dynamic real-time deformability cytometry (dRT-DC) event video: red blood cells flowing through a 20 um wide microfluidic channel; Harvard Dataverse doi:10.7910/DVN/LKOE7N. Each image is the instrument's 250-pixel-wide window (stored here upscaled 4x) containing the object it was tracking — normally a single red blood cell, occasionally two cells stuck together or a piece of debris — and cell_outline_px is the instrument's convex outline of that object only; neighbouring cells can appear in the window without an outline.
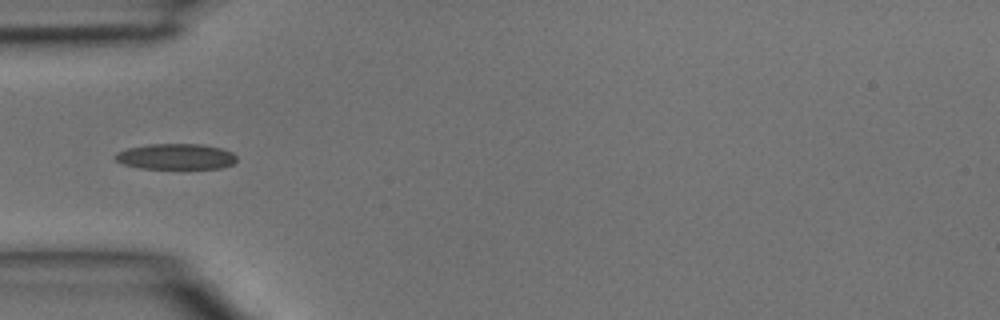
{"species": "common noctule bat (a hibernating species)", "species_latin": "Nyctalus noctula", "temperature_condition": "room temperature", "stored_images_in_passage": 2, "camera_frame_rate_fps": 3000, "um_per_image_px": 0.085, "animal": {"sex": "male", "body_mass_g": 15.6}, "frame": {"image": 1, "passage_image": 2, "time_ms": 0.333, "image_size_px": [1000, 320], "cell_outline_px": [[236, 160], [232, 164], [220, 168], [140, 168], [124, 164], [116, 160], [112, 156], [116, 152], [128, 148], [148, 144], [200, 144], [220, 148], [232, 152], [236, 156]], "centroid_in_image_um": [14.92, 13.3], "position_along_channel_um": 70.1, "area_um2": 18.09}}